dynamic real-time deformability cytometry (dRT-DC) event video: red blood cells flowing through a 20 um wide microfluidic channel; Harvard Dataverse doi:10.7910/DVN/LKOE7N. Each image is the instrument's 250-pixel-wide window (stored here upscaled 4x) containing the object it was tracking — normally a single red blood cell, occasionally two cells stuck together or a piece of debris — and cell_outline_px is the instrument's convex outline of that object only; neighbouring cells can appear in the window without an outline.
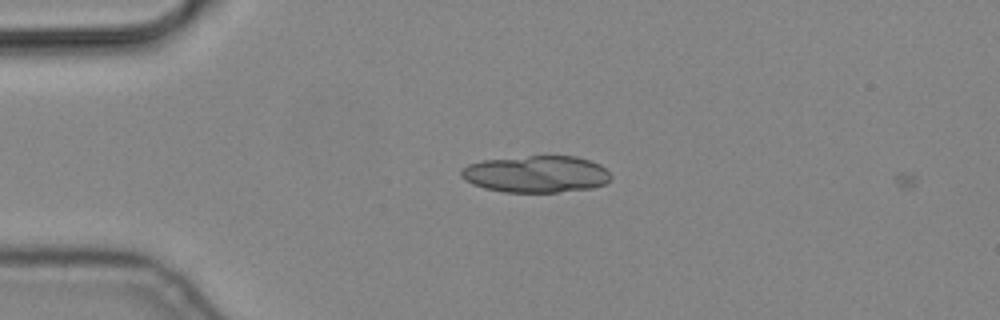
{"species": "common noctule bat (a hibernating species)", "species_latin": "Nyctalus noctula", "temperature_condition": "cold", "stored_images_in_passage": 2, "camera_frame_rate_fps": 3000, "um_per_image_px": 0.085, "animal": {"sex": "male", "body_mass_g": 19.2, "forearm_length_mm": 51.8}, "frame": {"image": 1, "passage_image": 1, "time_ms": 0.0, "image_size_px": [1000, 320], "cell_outline_px": [[612, 180], [604, 184], [592, 188], [556, 192], [504, 192], [484, 188], [472, 184], [464, 180], [460, 176], [460, 168], [468, 164], [484, 160], [528, 156], [576, 156], [600, 164], [612, 176]], "centroid_in_image_um": [45.56, 14.8], "position_along_channel_um": 39.4, "area_um2": 32.31}}